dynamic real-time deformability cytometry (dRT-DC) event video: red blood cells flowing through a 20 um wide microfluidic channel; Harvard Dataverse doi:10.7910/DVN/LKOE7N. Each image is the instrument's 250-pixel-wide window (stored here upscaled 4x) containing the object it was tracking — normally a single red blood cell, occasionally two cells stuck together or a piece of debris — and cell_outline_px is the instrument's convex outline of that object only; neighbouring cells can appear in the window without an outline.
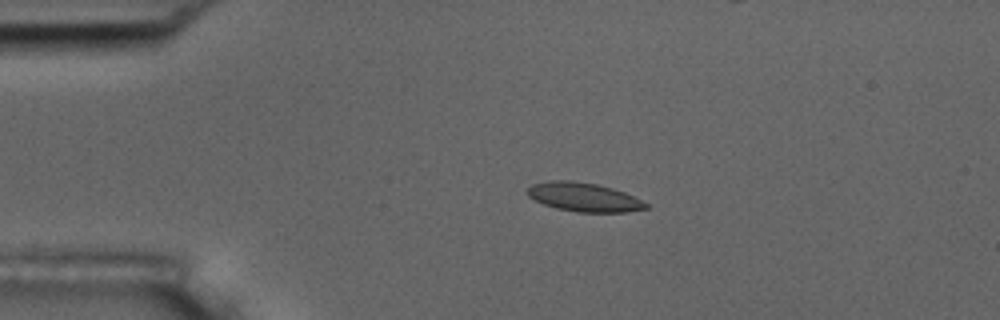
{"species": "common noctule bat (a hibernating species)", "species_latin": "Nyctalus noctula", "temperature_condition": "room temperature", "stored_images_in_passage": 5, "camera_frame_rate_fps": 3000, "um_per_image_px": 0.085, "animal": {"sex": "male", "body_mass_g": 17.5, "forearm_length_mm": 52.3}, "frame": {"image": 1, "passage_image": 3, "time_ms": 3.333, "image_size_px": [1000, 320], "cell_outline_px": [[648, 208], [628, 212], [580, 212], [556, 208], [544, 204], [528, 196], [524, 192], [532, 184], [548, 180], [572, 180], [596, 184], [612, 188], [624, 192], [648, 204]], "centroid_in_image_um": [49.59, 16.75], "position_along_channel_um": 35.4, "area_um2": 19.88}}